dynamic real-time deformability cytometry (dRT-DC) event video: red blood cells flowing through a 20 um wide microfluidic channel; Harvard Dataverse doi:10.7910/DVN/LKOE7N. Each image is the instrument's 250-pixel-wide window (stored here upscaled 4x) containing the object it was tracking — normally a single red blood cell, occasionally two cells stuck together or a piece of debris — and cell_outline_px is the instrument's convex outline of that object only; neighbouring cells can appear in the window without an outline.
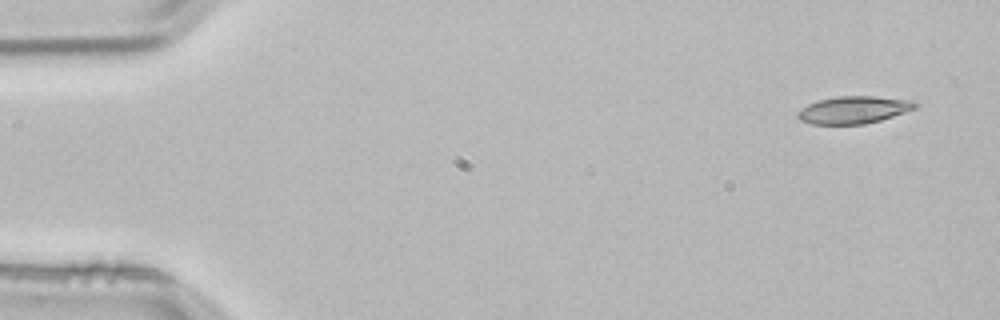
{"species": "common noctule bat (a hibernating species)", "species_latin": "Nyctalus noctula", "temperature_condition": "room temperature", "stored_images_in_passage": 3, "segment_of_instrument_passage": [1, 2], "camera_frame_rate_fps": 3000, "um_per_image_px": 0.085, "animal": {"sex": "male", "body_mass_g": 21.5, "forearm_length_mm": 52.0}, "frame": {"image": 1, "passage_image": 1, "time_ms": 0.0, "image_size_px": [1000, 320], "cell_outline_px": [[920, 104], [916, 108], [880, 120], [864, 124], [812, 124], [800, 120], [796, 116], [796, 112], [808, 104], [820, 100], [836, 96], [876, 96], [916, 100]], "centroid_in_image_um": [72.59, 9.32], "position_along_channel_um": 12.4, "area_um2": 18.84}}